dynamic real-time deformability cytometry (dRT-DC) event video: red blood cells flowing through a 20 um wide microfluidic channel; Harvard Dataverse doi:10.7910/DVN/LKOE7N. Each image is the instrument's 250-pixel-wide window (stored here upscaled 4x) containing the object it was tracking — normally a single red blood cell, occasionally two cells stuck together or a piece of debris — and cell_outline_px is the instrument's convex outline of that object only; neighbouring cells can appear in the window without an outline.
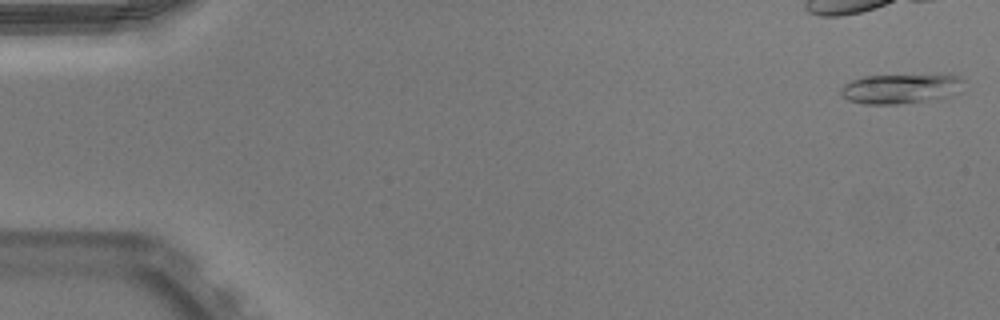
{"species": "Egyptian fruit bat (a non-hibernating species)", "species_latin": "Rousettus aegyptiacus", "temperature_condition": "warm", "stored_images_in_passage": 15, "camera_frame_rate_fps": 3000, "um_per_image_px": 0.085, "animal": {"sex": "male"}, "frame": {"image": 1, "passage_image": 1, "time_ms": 0.0, "image_size_px": [1000, 320], "cell_outline_px": [[964, 92], [924, 100], [896, 104], [864, 104], [848, 100], [840, 92], [840, 88], [844, 84], [852, 80], [864, 76], [956, 76], [964, 80]], "centroid_in_image_um": [76.53, 7.55], "position_along_channel_um": 8.5, "area_um2": 20.75}}